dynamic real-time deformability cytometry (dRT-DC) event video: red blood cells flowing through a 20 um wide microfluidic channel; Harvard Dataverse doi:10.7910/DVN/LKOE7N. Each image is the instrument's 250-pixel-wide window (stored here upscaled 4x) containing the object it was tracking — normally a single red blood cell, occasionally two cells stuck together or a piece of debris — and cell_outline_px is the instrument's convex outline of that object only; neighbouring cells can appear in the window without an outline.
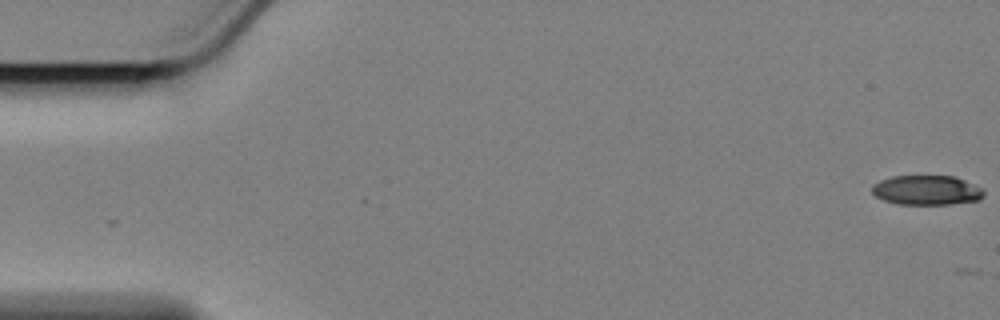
{"species": "Egyptian fruit bat (a non-hibernating species)", "species_latin": "Rousettus aegyptiacus", "temperature_condition": "cold", "stored_images_in_passage": 9, "camera_frame_rate_fps": 3000, "um_per_image_px": 0.085, "animal": {"sex": "female"}, "frame": {"image": 1, "passage_image": 1, "time_ms": 0.0, "image_size_px": [1000, 320], "cell_outline_px": [[984, 196], [980, 200], [952, 204], [896, 204], [884, 200], [876, 196], [872, 192], [872, 184], [880, 180], [892, 176], [956, 176], [984, 188]], "centroid_in_image_um": [78.8, 16.16], "position_along_channel_um": 6.2, "area_um2": 19.54}}